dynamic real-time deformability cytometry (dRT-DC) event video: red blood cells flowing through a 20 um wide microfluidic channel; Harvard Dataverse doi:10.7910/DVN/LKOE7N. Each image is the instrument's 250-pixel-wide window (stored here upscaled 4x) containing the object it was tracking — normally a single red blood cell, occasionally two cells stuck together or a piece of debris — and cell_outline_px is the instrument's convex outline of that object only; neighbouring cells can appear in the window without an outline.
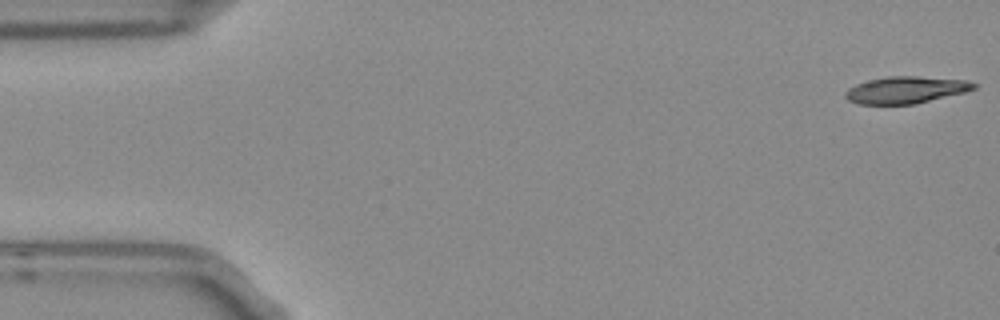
{"species": "Egyptian fruit bat (a non-hibernating species)", "species_latin": "Rousettus aegyptiacus", "temperature_condition": "room temperature", "stored_images_in_passage": 5, "camera_frame_rate_fps": 3000, "um_per_image_px": 0.085, "frame": {"image": 1, "passage_image": 1, "time_ms": 0.0, "image_size_px": [1000, 320], "cell_outline_px": [[980, 84], [976, 88], [964, 92], [912, 104], [860, 104], [848, 100], [844, 96], [844, 92], [848, 88], [856, 84], [868, 80], [888, 76], [916, 76], [968, 80]], "centroid_in_image_um": [76.99, 7.63], "position_along_channel_um": 8.0, "area_um2": 20.11}}